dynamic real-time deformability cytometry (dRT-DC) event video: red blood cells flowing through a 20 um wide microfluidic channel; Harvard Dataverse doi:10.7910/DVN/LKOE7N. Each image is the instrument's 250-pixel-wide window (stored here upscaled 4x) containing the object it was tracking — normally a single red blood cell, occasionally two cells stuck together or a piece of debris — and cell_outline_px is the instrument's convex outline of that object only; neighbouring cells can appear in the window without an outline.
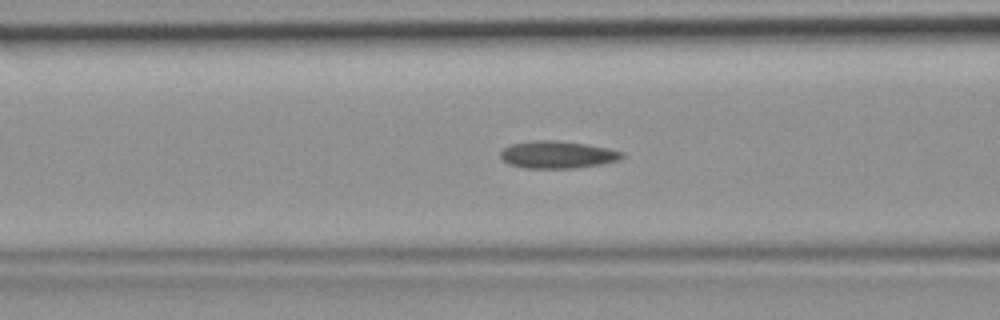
{"species": "common noctule bat (a hibernating species)", "species_latin": "Nyctalus noctula", "temperature_condition": "room temperature", "stored_images_in_passage": 45, "camera_frame_rate_fps": 3000, "um_per_image_px": 0.085, "animal": {"sex": "female", "body_mass_g": 19.9}, "frame": {"image": 1, "passage_image": 17, "time_ms": 5.333, "image_size_px": [1000, 320], "cell_outline_px": [[624, 156], [616, 160], [596, 164], [572, 168], [528, 168], [508, 164], [500, 156], [500, 152], [504, 148], [512, 144], [536, 140], [552, 140], [584, 144], [624, 152]], "centroid_in_image_um": [47.32, 13.14], "position_along_channel_um": 119.3, "area_um2": 18.79}}
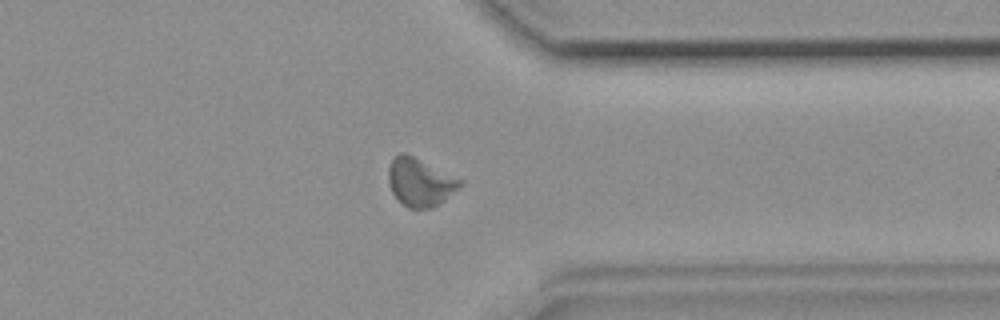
{"frame": {"image": 2, "passage_image": 35, "time_ms": 11.333, "image_size_px": [1000, 320], "cell_outline_px": [[464, 184], [444, 200], [432, 208], [408, 208], [392, 192], [388, 184], [388, 168], [392, 160], [400, 152], [404, 152], [464, 180]], "centroid_in_image_um": [35.72, 15.48], "position_along_channel_um": 375.7, "area_um2": 19.94}}
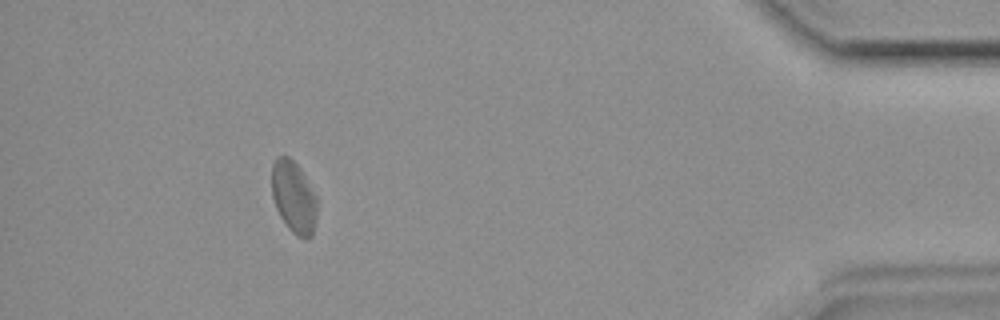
{"frame": {"image": 3, "passage_image": 41, "time_ms": 13.333, "image_size_px": [1000, 320], "cell_outline_px": [[316, 216], [312, 236], [300, 236], [292, 232], [288, 228], [280, 216], [276, 208], [272, 196], [272, 164], [276, 156], [288, 156], [300, 168], [316, 196]], "centroid_in_image_um": [24.94, 16.71], "position_along_channel_um": 410.3, "area_um2": 18.73}}